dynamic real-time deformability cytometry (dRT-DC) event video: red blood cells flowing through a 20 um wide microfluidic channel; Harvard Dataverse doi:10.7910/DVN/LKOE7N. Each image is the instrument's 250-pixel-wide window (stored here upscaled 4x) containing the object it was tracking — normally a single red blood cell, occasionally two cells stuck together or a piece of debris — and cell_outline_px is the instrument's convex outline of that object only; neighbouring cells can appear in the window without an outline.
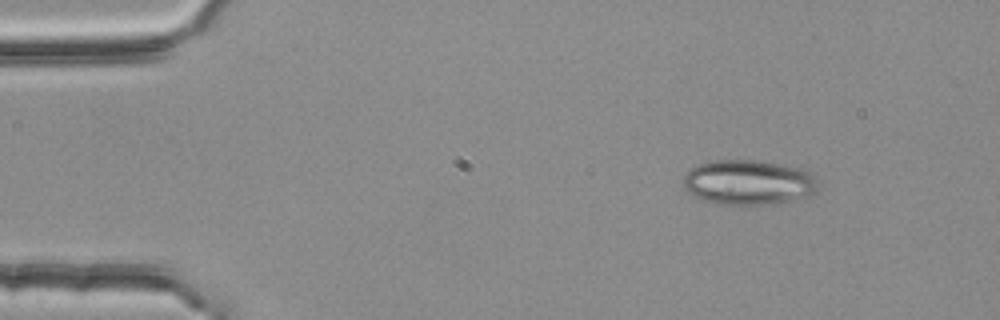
{"species": "common noctule bat (a hibernating species)", "species_latin": "Nyctalus noctula", "temperature_condition": "room temperature", "stored_images_in_passage": 48, "camera_frame_rate_fps": 3000, "um_per_image_px": 0.085, "animal": {"sex": "female", "body_mass_g": 25.1}, "frame": {"image": 1, "passage_image": 1, "time_ms": 0.0, "image_size_px": [1000, 320], "cell_outline_px": [[820, 188], [816, 192], [792, 200], [768, 204], [720, 204], [700, 200], [692, 196], [680, 184], [684, 176], [696, 164], [712, 160], [756, 160], [800, 168], [812, 172], [816, 176]], "centroid_in_image_um": [63.59, 15.49], "position_along_channel_um": 21.4, "area_um2": 35.66}}
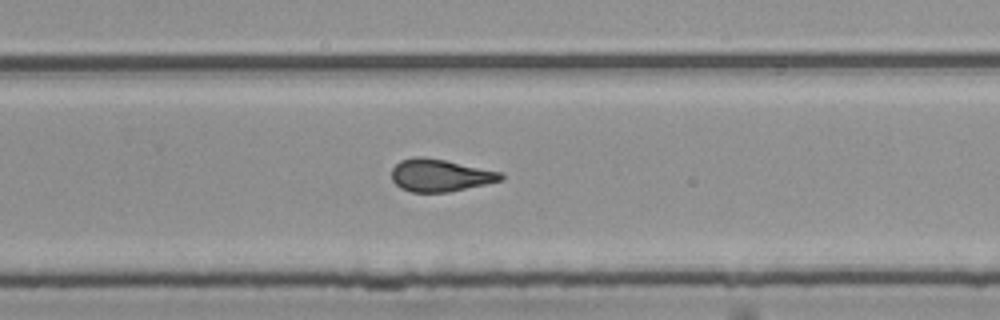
{"frame": {"image": 2, "passage_image": 29, "time_ms": 9.333, "image_size_px": [1000, 320], "cell_outline_px": [[504, 180], [448, 192], [412, 192], [400, 188], [392, 180], [392, 168], [400, 160], [412, 156], [420, 156], [444, 160], [500, 172], [504, 176]], "centroid_in_image_um": [37.37, 14.9], "position_along_channel_um": 292.4, "area_um2": 20.52}}
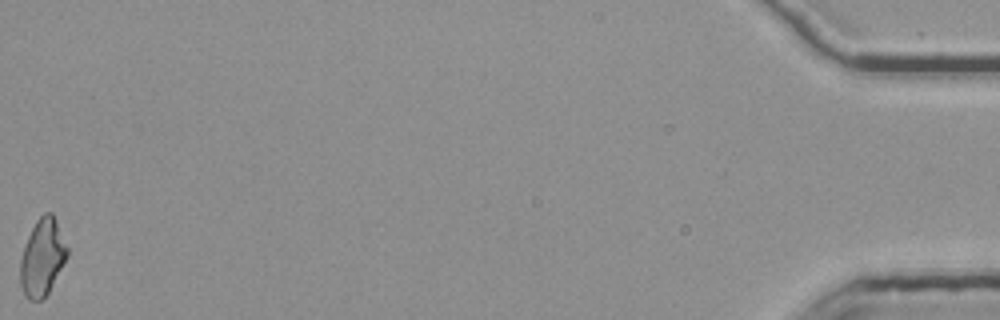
{"frame": {"image": 3, "passage_image": 48, "time_ms": 15.667, "image_size_px": [1000, 320], "cell_outline_px": [[68, 256], [48, 292], [40, 300], [28, 300], [24, 296], [20, 284], [20, 260], [28, 236], [36, 220], [44, 212], [52, 212], [56, 220], [68, 248]], "centroid_in_image_um": [3.59, 21.87], "position_along_channel_um": 431.6, "area_um2": 20.92}, "authors_computed_cell_mechanics": {"area_um2": 20.8369, "velocity_mm_per_s": 3.82, "shape_relaxation_time_tau1_ms": null, "shape_relaxation_time_tau2_ms": 2.2797, "deformation_change_tau1": null, "deformation_change_tau2": 0.1142}}